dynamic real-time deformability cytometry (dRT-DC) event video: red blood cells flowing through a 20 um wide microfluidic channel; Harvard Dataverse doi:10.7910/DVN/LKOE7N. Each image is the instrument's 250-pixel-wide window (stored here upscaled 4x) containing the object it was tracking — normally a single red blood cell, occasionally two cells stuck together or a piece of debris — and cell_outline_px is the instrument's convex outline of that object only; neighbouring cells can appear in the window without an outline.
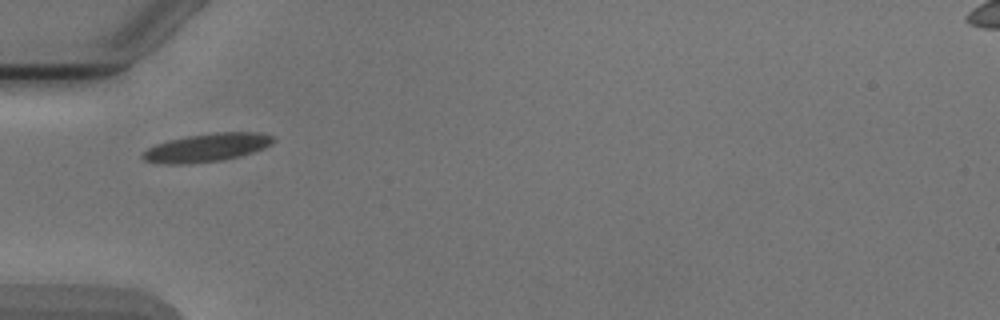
{"species": "Egyptian fruit bat (a non-hibernating species)", "species_latin": "Rousettus aegyptiacus", "temperature_condition": "cold", "stored_images_in_passage": 3, "camera_frame_rate_fps": 3000, "um_per_image_px": 0.085, "animal": {"sex": "male"}, "frame": {"image": 1, "passage_image": 1, "time_ms": 0.0, "image_size_px": [1000, 320], "cell_outline_px": [[276, 140], [272, 144], [264, 148], [240, 156], [220, 160], [184, 164], [168, 164], [144, 160], [140, 156], [148, 148], [156, 144], [168, 140], [188, 136], [216, 132], [256, 132], [276, 136]], "centroid_in_image_um": [17.62, 12.53], "position_along_channel_um": 67.4, "area_um2": 21.39}}
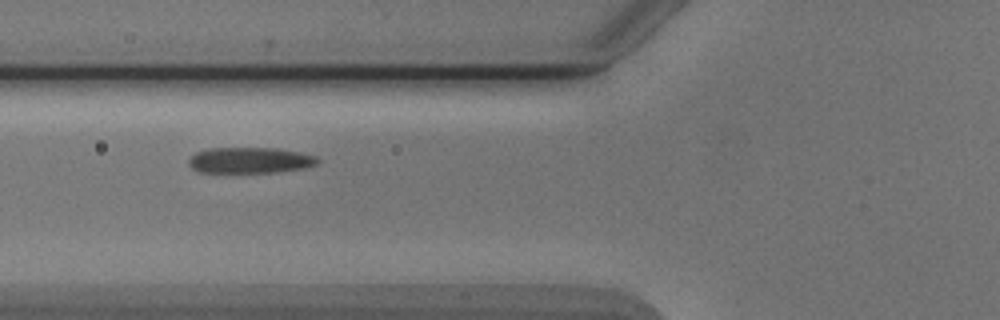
{"frame": {"image": 2, "passage_image": 2, "time_ms": 1.0, "image_size_px": [1000, 320], "cell_outline_px": [[320, 160], [316, 164], [304, 168], [276, 172], [200, 172], [192, 168], [188, 164], [188, 160], [196, 152], [208, 148], [276, 148], [300, 152], [316, 156]], "centroid_in_image_um": [21.25, 13.62], "position_along_channel_um": 104.6, "area_um2": 19.42}}
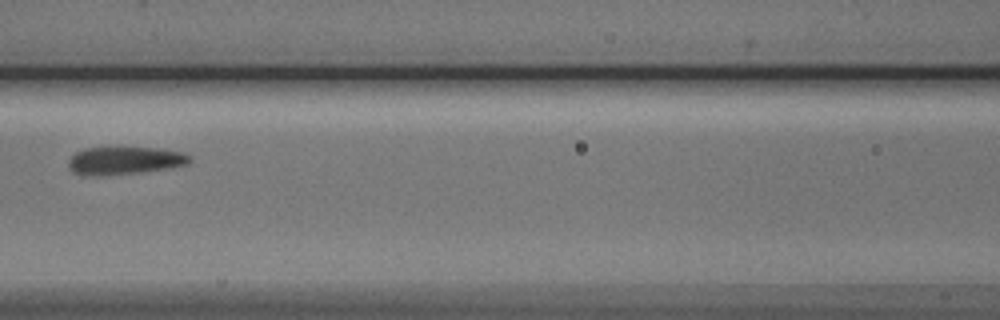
{"frame": {"image": 3, "passage_image": 3, "time_ms": 2.333, "image_size_px": [1000, 320], "cell_outline_px": [[192, 160], [188, 164], [168, 168], [140, 172], [72, 172], [68, 168], [68, 160], [76, 152], [84, 148], [112, 144], [120, 144], [160, 148], [184, 152], [192, 156]], "centroid_in_image_um": [10.69, 13.52], "position_along_channel_um": 155.9, "area_um2": 19.83}}